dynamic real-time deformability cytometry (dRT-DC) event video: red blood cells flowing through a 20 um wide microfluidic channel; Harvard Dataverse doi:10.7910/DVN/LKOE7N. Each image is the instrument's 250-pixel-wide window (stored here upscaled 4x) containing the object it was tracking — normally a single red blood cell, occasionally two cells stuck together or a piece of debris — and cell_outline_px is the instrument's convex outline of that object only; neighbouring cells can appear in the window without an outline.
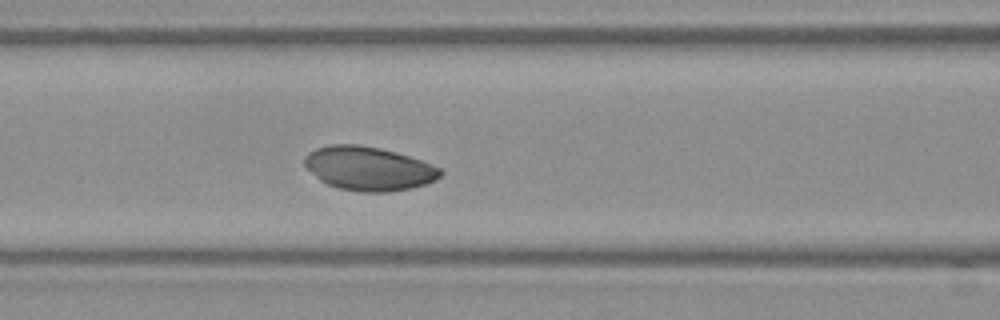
{"species": "Egyptian fruit bat (a non-hibernating species)", "species_latin": "Rousettus aegyptiacus", "temperature_condition": "warm", "stored_images_in_passage": 54, "camera_frame_rate_fps": 3000, "um_per_image_px": 0.085, "frame": {"image": 1, "passage_image": 22, "time_ms": 7.0, "image_size_px": [1000, 320], "cell_outline_px": [[444, 172], [436, 180], [428, 184], [388, 192], [360, 192], [340, 188], [328, 184], [320, 180], [304, 164], [304, 156], [308, 152], [316, 148], [332, 144], [360, 144], [380, 148], [396, 152], [432, 164], [440, 168]], "centroid_in_image_um": [31.35, 14.32], "position_along_channel_um": 135.3, "area_um2": 34.68}}
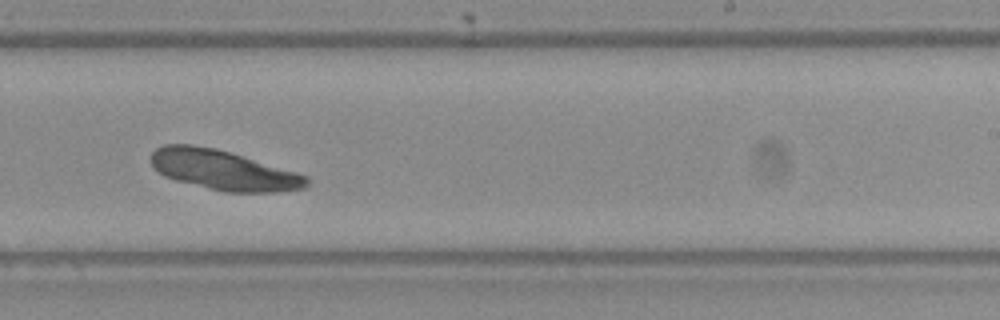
{"frame": {"image": 2, "passage_image": 33, "time_ms": 10.667, "image_size_px": [1000, 320], "cell_outline_px": [[308, 188], [276, 192], [224, 192], [176, 180], [164, 176], [152, 168], [148, 160], [152, 152], [156, 148], [164, 144], [192, 144], [216, 148], [296, 172], [308, 176]], "centroid_in_image_um": [18.93, 14.45], "position_along_channel_um": 270.1, "area_um2": 36.36}}
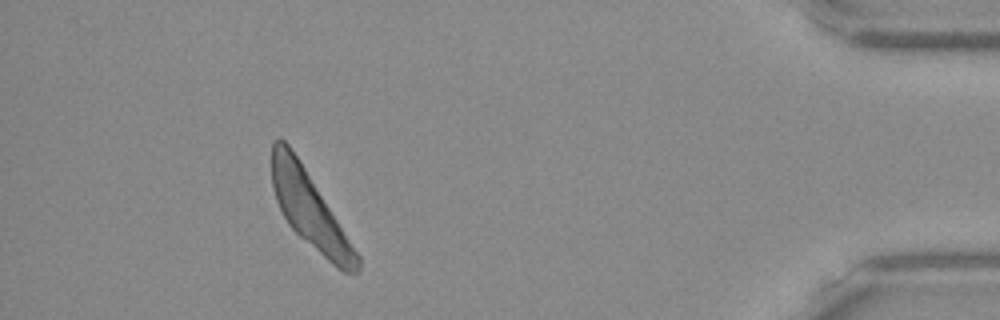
{"frame": {"image": 3, "passage_image": 49, "time_ms": 16.0, "image_size_px": [1000, 320], "cell_outline_px": [[360, 272], [344, 272], [336, 268], [300, 236], [288, 224], [276, 200], [272, 184], [272, 140], [284, 140], [288, 144], [304, 168], [360, 256]], "centroid_in_image_um": [26.33, 17.87], "position_along_channel_um": 408.9, "area_um2": 36.41}}